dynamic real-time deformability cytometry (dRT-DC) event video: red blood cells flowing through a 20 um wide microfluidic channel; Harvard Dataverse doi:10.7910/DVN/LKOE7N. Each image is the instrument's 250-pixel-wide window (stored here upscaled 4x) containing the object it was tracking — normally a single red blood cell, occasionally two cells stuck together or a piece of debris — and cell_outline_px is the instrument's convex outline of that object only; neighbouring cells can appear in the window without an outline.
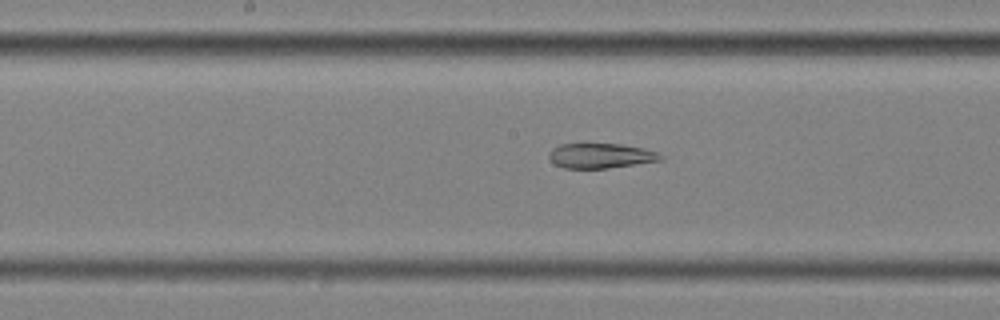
{"species": "common noctule bat (a hibernating species)", "species_latin": "Nyctalus noctula", "temperature_condition": "cold", "stored_images_in_passage": 59, "segment_of_instrument_passage": [2, 2], "camera_frame_rate_fps": 3000, "um_per_image_px": 0.085, "animal": {"sex": "female", "body_mass_g": 25.1}, "frame": {"image": 1, "passage_image": 31, "time_ms": 10.0, "image_size_px": [1000, 320], "cell_outline_px": [[664, 160], [608, 168], [564, 168], [556, 164], [548, 156], [548, 152], [552, 148], [560, 144], [620, 144], [644, 148], [656, 152], [664, 156]], "centroid_in_image_um": [51.08, 13.23], "position_along_channel_um": 197.1, "area_um2": 16.18}}
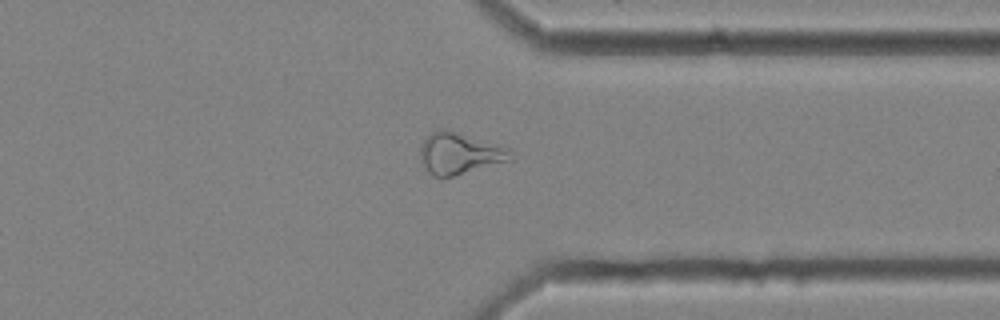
{"frame": {"image": 2, "passage_image": 46, "time_ms": 15.0, "image_size_px": [1000, 320], "cell_outline_px": [[512, 160], [452, 176], [432, 176], [424, 168], [420, 160], [420, 148], [424, 140], [432, 132], [440, 128], [444, 128], [508, 148]], "centroid_in_image_um": [39.01, 13.04], "position_along_channel_um": 372.4, "area_um2": 21.44}}
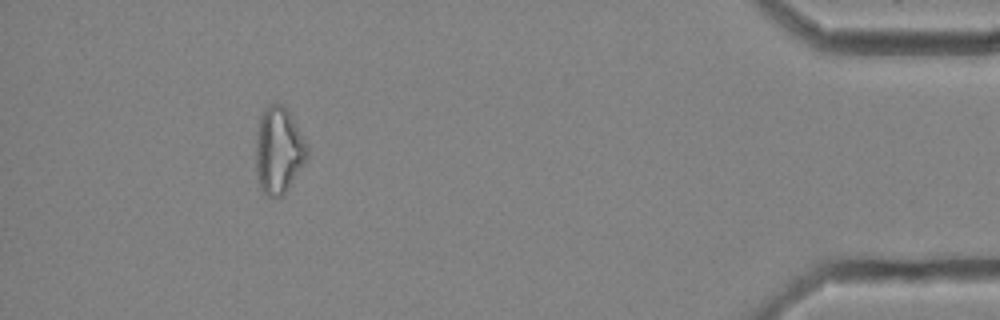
{"frame": {"image": 3, "passage_image": 54, "time_ms": 17.667, "image_size_px": [1000, 320], "cell_outline_px": [[308, 160], [288, 188], [280, 196], [268, 196], [260, 188], [256, 176], [256, 140], [260, 116], [264, 108], [268, 104], [280, 104], [288, 108], [308, 144]], "centroid_in_image_um": [23.71, 12.75], "position_along_channel_um": 411.5, "area_um2": 26.24}}